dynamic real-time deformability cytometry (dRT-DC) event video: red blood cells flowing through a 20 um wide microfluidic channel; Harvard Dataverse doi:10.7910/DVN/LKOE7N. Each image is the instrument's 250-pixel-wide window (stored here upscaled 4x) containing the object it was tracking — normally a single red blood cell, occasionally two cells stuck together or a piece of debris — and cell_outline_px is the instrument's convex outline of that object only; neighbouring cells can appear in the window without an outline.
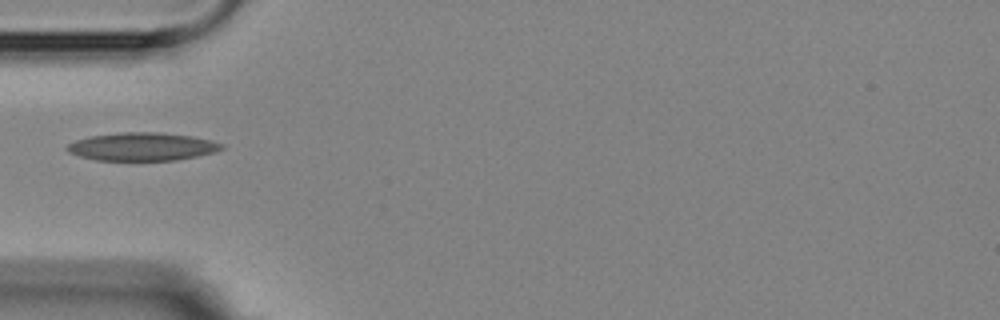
{"species": "Egyptian fruit bat (a non-hibernating species)", "species_latin": "Rousettus aegyptiacus", "temperature_condition": "room temperature", "stored_images_in_passage": 6, "camera_frame_rate_fps": 3000, "um_per_image_px": 0.085, "animal": {"sex": "female"}, "frame": {"image": 1, "passage_image": 1, "time_ms": 0.0, "image_size_px": [1000, 320], "cell_outline_px": [[224, 148], [212, 152], [196, 156], [172, 160], [96, 160], [80, 156], [68, 152], [64, 148], [68, 144], [76, 140], [88, 136], [120, 132], [156, 132], [192, 136], [212, 140], [224, 144]], "centroid_in_image_um": [12.05, 12.45], "position_along_channel_um": 73.0, "area_um2": 25.2}}
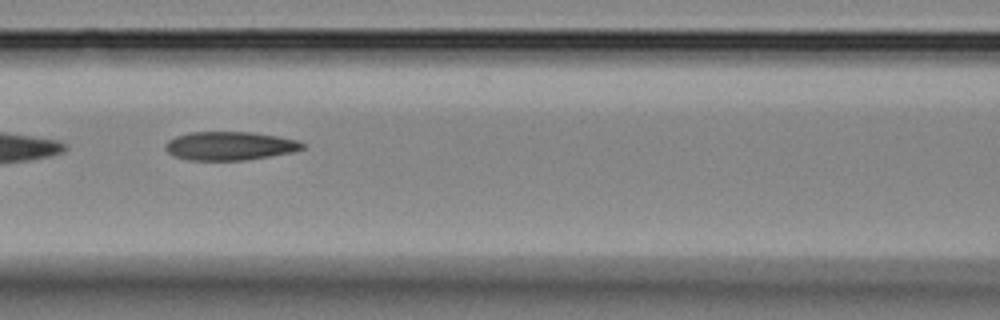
{"frame": {"image": 2, "passage_image": 3, "time_ms": 2.0, "image_size_px": [1000, 320], "cell_outline_px": [[308, 148], [292, 152], [244, 160], [188, 160], [172, 156], [164, 148], [164, 144], [168, 140], [176, 136], [188, 132], [252, 132], [300, 140], [308, 144]], "centroid_in_image_um": [19.55, 12.4], "position_along_channel_um": 147.0, "area_um2": 23.12}}
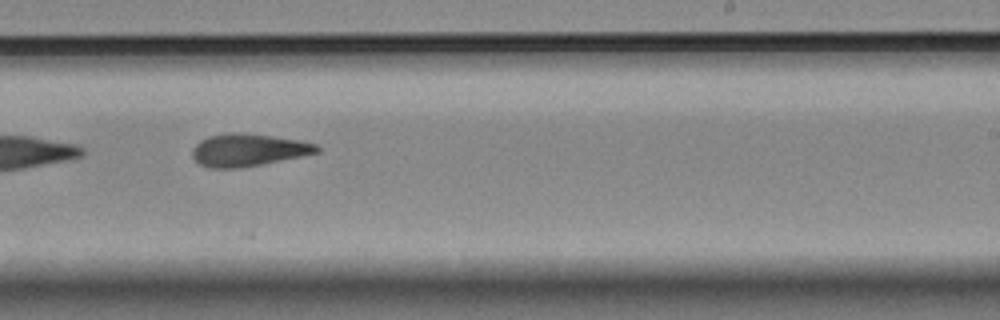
{"frame": {"image": 3, "passage_image": 6, "time_ms": 5.333, "image_size_px": [1000, 320], "cell_outline_px": [[320, 152], [240, 168], [212, 168], [200, 164], [192, 156], [192, 148], [200, 140], [208, 136], [228, 132], [240, 132], [300, 140], [316, 144], [320, 148]], "centroid_in_image_um": [21.07, 12.74], "position_along_channel_um": 267.9, "area_um2": 23.41}}